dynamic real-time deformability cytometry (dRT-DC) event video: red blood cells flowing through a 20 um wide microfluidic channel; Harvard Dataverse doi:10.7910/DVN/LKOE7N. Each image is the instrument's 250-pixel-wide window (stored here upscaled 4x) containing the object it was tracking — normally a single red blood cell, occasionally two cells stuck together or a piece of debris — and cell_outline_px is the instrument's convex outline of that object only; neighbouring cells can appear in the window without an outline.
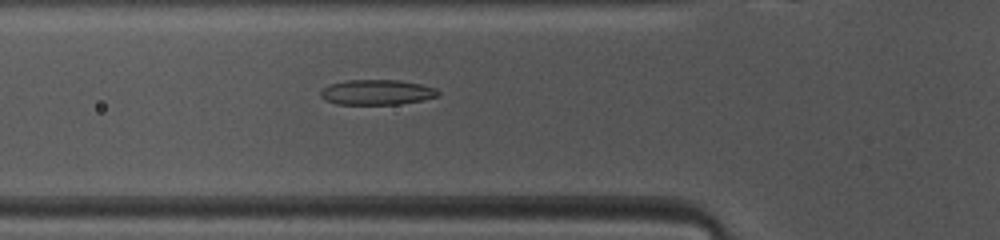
{"species": "common noctule bat (a hibernating species)", "species_latin": "Nyctalus noctula", "temperature_condition": "warm", "stored_images_in_passage": 47, "camera_frame_rate_fps": 3000, "um_per_image_px": 0.085, "animal": {"sex": "female", "body_mass_g": 10.0, "forearm_length_mm": 53.1}, "frame": {"image": 1, "passage_image": 15, "time_ms": 4.667, "image_size_px": [1000, 240], "cell_outline_px": [[440, 96], [424, 100], [400, 104], [336, 104], [324, 100], [320, 96], [320, 92], [328, 84], [348, 80], [400, 80], [420, 84], [436, 88], [440, 92]], "centroid_in_image_um": [32.05, 7.84], "position_along_channel_um": 93.7, "area_um2": 17.4}}
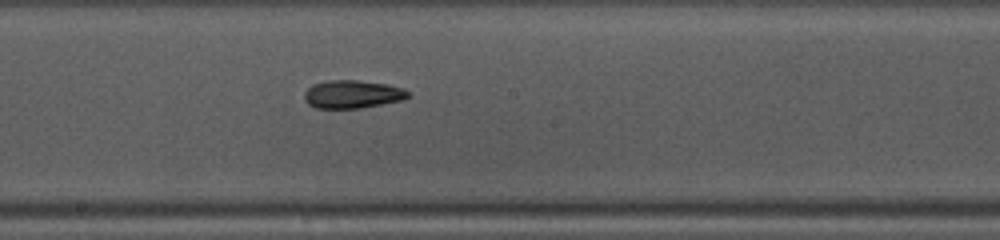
{"frame": {"image": 2, "passage_image": 24, "time_ms": 7.667, "image_size_px": [1000, 240], "cell_outline_px": [[412, 92], [404, 100], [360, 108], [316, 108], [308, 104], [304, 100], [304, 92], [312, 84], [328, 80], [356, 80], [388, 84], [404, 88]], "centroid_in_image_um": [29.97, 8.0], "position_along_channel_um": 218.2, "area_um2": 17.17}}
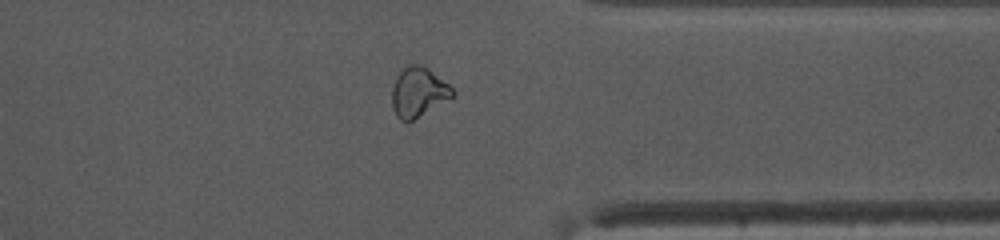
{"frame": {"image": 3, "passage_image": 36, "time_ms": 11.667, "image_size_px": [1000, 240], "cell_outline_px": [[456, 96], [408, 124], [400, 120], [396, 116], [392, 108], [392, 88], [396, 76], [408, 64], [416, 64], [428, 68], [448, 84], [456, 92]], "centroid_in_image_um": [35.57, 7.88], "position_along_channel_um": 375.8, "area_um2": 17.92}, "authors_computed_cell_mechanics": {"area_um2": 18.1492, "velocity_mm_per_s": 4.1242, "shape_relaxation_time_tau1_ms": 6.6401, "shape_relaxation_time_tau2_ms": 4.0578, "deformation_change_tau1": 0.1642, "deformation_change_tau2": 0.0987}}